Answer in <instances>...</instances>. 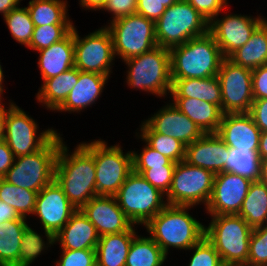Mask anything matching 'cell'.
Here are the masks:
<instances>
[{
    "instance_id": "6da1fadb",
    "label": "cell",
    "mask_w": 267,
    "mask_h": 266,
    "mask_svg": "<svg viewBox=\"0 0 267 266\" xmlns=\"http://www.w3.org/2000/svg\"><path fill=\"white\" fill-rule=\"evenodd\" d=\"M68 148L63 142L60 144L54 179L74 207L81 209L97 196L94 157L81 144L72 154Z\"/></svg>"
},
{
    "instance_id": "7a4b0ae2",
    "label": "cell",
    "mask_w": 267,
    "mask_h": 266,
    "mask_svg": "<svg viewBox=\"0 0 267 266\" xmlns=\"http://www.w3.org/2000/svg\"><path fill=\"white\" fill-rule=\"evenodd\" d=\"M191 207L167 204L144 226L166 256L170 247L189 250L204 237L205 226L187 212Z\"/></svg>"
},
{
    "instance_id": "3957f363",
    "label": "cell",
    "mask_w": 267,
    "mask_h": 266,
    "mask_svg": "<svg viewBox=\"0 0 267 266\" xmlns=\"http://www.w3.org/2000/svg\"><path fill=\"white\" fill-rule=\"evenodd\" d=\"M224 59L214 37L207 32L170 49L171 79L217 76Z\"/></svg>"
},
{
    "instance_id": "277c9868",
    "label": "cell",
    "mask_w": 267,
    "mask_h": 266,
    "mask_svg": "<svg viewBox=\"0 0 267 266\" xmlns=\"http://www.w3.org/2000/svg\"><path fill=\"white\" fill-rule=\"evenodd\" d=\"M206 239L215 247L225 266H247L253 228L238 214L210 215Z\"/></svg>"
},
{
    "instance_id": "5b68a950",
    "label": "cell",
    "mask_w": 267,
    "mask_h": 266,
    "mask_svg": "<svg viewBox=\"0 0 267 266\" xmlns=\"http://www.w3.org/2000/svg\"><path fill=\"white\" fill-rule=\"evenodd\" d=\"M62 142L60 133H57L42 149L16 157L3 179L17 187L40 192L55 178L56 159Z\"/></svg>"
},
{
    "instance_id": "8992f818",
    "label": "cell",
    "mask_w": 267,
    "mask_h": 266,
    "mask_svg": "<svg viewBox=\"0 0 267 266\" xmlns=\"http://www.w3.org/2000/svg\"><path fill=\"white\" fill-rule=\"evenodd\" d=\"M128 65V86L159 97L171 93L170 50L156 46L152 50L124 61ZM168 92V93H167Z\"/></svg>"
},
{
    "instance_id": "52a82bcc",
    "label": "cell",
    "mask_w": 267,
    "mask_h": 266,
    "mask_svg": "<svg viewBox=\"0 0 267 266\" xmlns=\"http://www.w3.org/2000/svg\"><path fill=\"white\" fill-rule=\"evenodd\" d=\"M208 25L209 22L190 3L179 0L155 22L157 44L170 50L189 39L205 35Z\"/></svg>"
},
{
    "instance_id": "ba28073f",
    "label": "cell",
    "mask_w": 267,
    "mask_h": 266,
    "mask_svg": "<svg viewBox=\"0 0 267 266\" xmlns=\"http://www.w3.org/2000/svg\"><path fill=\"white\" fill-rule=\"evenodd\" d=\"M80 144L94 157L97 195L115 196L133 171L132 152L123 154L119 144L109 147L101 139Z\"/></svg>"
},
{
    "instance_id": "9c48e42d",
    "label": "cell",
    "mask_w": 267,
    "mask_h": 266,
    "mask_svg": "<svg viewBox=\"0 0 267 266\" xmlns=\"http://www.w3.org/2000/svg\"><path fill=\"white\" fill-rule=\"evenodd\" d=\"M165 194L132 171L115 195L119 207L134 225H146L166 205Z\"/></svg>"
},
{
    "instance_id": "30bf717a",
    "label": "cell",
    "mask_w": 267,
    "mask_h": 266,
    "mask_svg": "<svg viewBox=\"0 0 267 266\" xmlns=\"http://www.w3.org/2000/svg\"><path fill=\"white\" fill-rule=\"evenodd\" d=\"M106 28L112 38L115 57L120 56L123 61L158 46L155 22L138 13L110 20Z\"/></svg>"
},
{
    "instance_id": "8fae6325",
    "label": "cell",
    "mask_w": 267,
    "mask_h": 266,
    "mask_svg": "<svg viewBox=\"0 0 267 266\" xmlns=\"http://www.w3.org/2000/svg\"><path fill=\"white\" fill-rule=\"evenodd\" d=\"M215 174L207 169L194 166L182 160L175 166L170 188L166 194L167 204L207 206L214 182Z\"/></svg>"
},
{
    "instance_id": "7c38bea8",
    "label": "cell",
    "mask_w": 267,
    "mask_h": 266,
    "mask_svg": "<svg viewBox=\"0 0 267 266\" xmlns=\"http://www.w3.org/2000/svg\"><path fill=\"white\" fill-rule=\"evenodd\" d=\"M38 125L23 109L10 102L5 121L4 141L14 157L29 155L42 149L56 134L54 129L39 133Z\"/></svg>"
},
{
    "instance_id": "4fadbf2b",
    "label": "cell",
    "mask_w": 267,
    "mask_h": 266,
    "mask_svg": "<svg viewBox=\"0 0 267 266\" xmlns=\"http://www.w3.org/2000/svg\"><path fill=\"white\" fill-rule=\"evenodd\" d=\"M74 67L80 71L110 76L115 59L110 32L106 27L81 38L74 26Z\"/></svg>"
},
{
    "instance_id": "5bb4252c",
    "label": "cell",
    "mask_w": 267,
    "mask_h": 266,
    "mask_svg": "<svg viewBox=\"0 0 267 266\" xmlns=\"http://www.w3.org/2000/svg\"><path fill=\"white\" fill-rule=\"evenodd\" d=\"M217 77L221 85L222 113H249L254 100L252 70L225 58Z\"/></svg>"
},
{
    "instance_id": "9a60e30c",
    "label": "cell",
    "mask_w": 267,
    "mask_h": 266,
    "mask_svg": "<svg viewBox=\"0 0 267 266\" xmlns=\"http://www.w3.org/2000/svg\"><path fill=\"white\" fill-rule=\"evenodd\" d=\"M76 210L54 179L38 192L33 215L39 217L48 241L55 240V235Z\"/></svg>"
},
{
    "instance_id": "2e32d148",
    "label": "cell",
    "mask_w": 267,
    "mask_h": 266,
    "mask_svg": "<svg viewBox=\"0 0 267 266\" xmlns=\"http://www.w3.org/2000/svg\"><path fill=\"white\" fill-rule=\"evenodd\" d=\"M217 18L209 22L208 32L214 37L225 58L245 45L254 30L266 19L241 14H227L223 19Z\"/></svg>"
},
{
    "instance_id": "e0dca14e",
    "label": "cell",
    "mask_w": 267,
    "mask_h": 266,
    "mask_svg": "<svg viewBox=\"0 0 267 266\" xmlns=\"http://www.w3.org/2000/svg\"><path fill=\"white\" fill-rule=\"evenodd\" d=\"M252 180L232 172L215 174L210 200L205 207L210 215L239 214Z\"/></svg>"
},
{
    "instance_id": "ac0fdd59",
    "label": "cell",
    "mask_w": 267,
    "mask_h": 266,
    "mask_svg": "<svg viewBox=\"0 0 267 266\" xmlns=\"http://www.w3.org/2000/svg\"><path fill=\"white\" fill-rule=\"evenodd\" d=\"M81 210L95 226L100 237L136 230L133 228L135 226L132 221L119 207L115 196L97 195L89 200Z\"/></svg>"
},
{
    "instance_id": "d6986e66",
    "label": "cell",
    "mask_w": 267,
    "mask_h": 266,
    "mask_svg": "<svg viewBox=\"0 0 267 266\" xmlns=\"http://www.w3.org/2000/svg\"><path fill=\"white\" fill-rule=\"evenodd\" d=\"M156 133L173 137L188 146L205 133L173 102L161 108L145 121Z\"/></svg>"
},
{
    "instance_id": "ffe728a7",
    "label": "cell",
    "mask_w": 267,
    "mask_h": 266,
    "mask_svg": "<svg viewBox=\"0 0 267 266\" xmlns=\"http://www.w3.org/2000/svg\"><path fill=\"white\" fill-rule=\"evenodd\" d=\"M216 134L229 148L258 151L261 130L249 113L223 114Z\"/></svg>"
},
{
    "instance_id": "44dd1931",
    "label": "cell",
    "mask_w": 267,
    "mask_h": 266,
    "mask_svg": "<svg viewBox=\"0 0 267 266\" xmlns=\"http://www.w3.org/2000/svg\"><path fill=\"white\" fill-rule=\"evenodd\" d=\"M228 157L229 147L216 133H206L186 146L185 161L214 174L224 172Z\"/></svg>"
},
{
    "instance_id": "7402d4cb",
    "label": "cell",
    "mask_w": 267,
    "mask_h": 266,
    "mask_svg": "<svg viewBox=\"0 0 267 266\" xmlns=\"http://www.w3.org/2000/svg\"><path fill=\"white\" fill-rule=\"evenodd\" d=\"M100 235L81 209H77L69 221L55 235L61 249H95Z\"/></svg>"
},
{
    "instance_id": "603a6c76",
    "label": "cell",
    "mask_w": 267,
    "mask_h": 266,
    "mask_svg": "<svg viewBox=\"0 0 267 266\" xmlns=\"http://www.w3.org/2000/svg\"><path fill=\"white\" fill-rule=\"evenodd\" d=\"M38 67L42 81L66 72L74 67V27L62 40L39 51Z\"/></svg>"
},
{
    "instance_id": "cb8c5ba5",
    "label": "cell",
    "mask_w": 267,
    "mask_h": 266,
    "mask_svg": "<svg viewBox=\"0 0 267 266\" xmlns=\"http://www.w3.org/2000/svg\"><path fill=\"white\" fill-rule=\"evenodd\" d=\"M109 76L79 70V78L65 101L55 110L64 112H80L97 101Z\"/></svg>"
},
{
    "instance_id": "d4e9b609",
    "label": "cell",
    "mask_w": 267,
    "mask_h": 266,
    "mask_svg": "<svg viewBox=\"0 0 267 266\" xmlns=\"http://www.w3.org/2000/svg\"><path fill=\"white\" fill-rule=\"evenodd\" d=\"M172 98H195L218 105L222 111L221 85L217 76L208 78L171 79Z\"/></svg>"
},
{
    "instance_id": "484cf974",
    "label": "cell",
    "mask_w": 267,
    "mask_h": 266,
    "mask_svg": "<svg viewBox=\"0 0 267 266\" xmlns=\"http://www.w3.org/2000/svg\"><path fill=\"white\" fill-rule=\"evenodd\" d=\"M173 104L205 134L217 133L223 113L218 105L193 98H172Z\"/></svg>"
},
{
    "instance_id": "4316f807",
    "label": "cell",
    "mask_w": 267,
    "mask_h": 266,
    "mask_svg": "<svg viewBox=\"0 0 267 266\" xmlns=\"http://www.w3.org/2000/svg\"><path fill=\"white\" fill-rule=\"evenodd\" d=\"M135 230L101 236L96 251V263L100 266H125Z\"/></svg>"
},
{
    "instance_id": "83f0119b",
    "label": "cell",
    "mask_w": 267,
    "mask_h": 266,
    "mask_svg": "<svg viewBox=\"0 0 267 266\" xmlns=\"http://www.w3.org/2000/svg\"><path fill=\"white\" fill-rule=\"evenodd\" d=\"M227 59L235 65L254 70L267 64V20L252 33L248 42Z\"/></svg>"
},
{
    "instance_id": "f1b7e54d",
    "label": "cell",
    "mask_w": 267,
    "mask_h": 266,
    "mask_svg": "<svg viewBox=\"0 0 267 266\" xmlns=\"http://www.w3.org/2000/svg\"><path fill=\"white\" fill-rule=\"evenodd\" d=\"M79 78V70L76 67L46 79L37 93V100L42 105L55 111L67 98L75 87Z\"/></svg>"
},
{
    "instance_id": "f546056e",
    "label": "cell",
    "mask_w": 267,
    "mask_h": 266,
    "mask_svg": "<svg viewBox=\"0 0 267 266\" xmlns=\"http://www.w3.org/2000/svg\"><path fill=\"white\" fill-rule=\"evenodd\" d=\"M27 218L20 217L12 221L0 223V265L18 266L21 236L26 226Z\"/></svg>"
},
{
    "instance_id": "4dcf8cb0",
    "label": "cell",
    "mask_w": 267,
    "mask_h": 266,
    "mask_svg": "<svg viewBox=\"0 0 267 266\" xmlns=\"http://www.w3.org/2000/svg\"><path fill=\"white\" fill-rule=\"evenodd\" d=\"M252 228L267 225V185L252 181L239 214Z\"/></svg>"
},
{
    "instance_id": "1f68e13d",
    "label": "cell",
    "mask_w": 267,
    "mask_h": 266,
    "mask_svg": "<svg viewBox=\"0 0 267 266\" xmlns=\"http://www.w3.org/2000/svg\"><path fill=\"white\" fill-rule=\"evenodd\" d=\"M27 9L35 26L73 24L64 0H30Z\"/></svg>"
},
{
    "instance_id": "d6a6232c",
    "label": "cell",
    "mask_w": 267,
    "mask_h": 266,
    "mask_svg": "<svg viewBox=\"0 0 267 266\" xmlns=\"http://www.w3.org/2000/svg\"><path fill=\"white\" fill-rule=\"evenodd\" d=\"M167 256L149 236L136 235L130 245L125 266H162Z\"/></svg>"
},
{
    "instance_id": "836d02e7",
    "label": "cell",
    "mask_w": 267,
    "mask_h": 266,
    "mask_svg": "<svg viewBox=\"0 0 267 266\" xmlns=\"http://www.w3.org/2000/svg\"><path fill=\"white\" fill-rule=\"evenodd\" d=\"M141 139L160 154L178 163L185 160L186 146L179 140L156 133L145 121L140 126Z\"/></svg>"
},
{
    "instance_id": "e575fe53",
    "label": "cell",
    "mask_w": 267,
    "mask_h": 266,
    "mask_svg": "<svg viewBox=\"0 0 267 266\" xmlns=\"http://www.w3.org/2000/svg\"><path fill=\"white\" fill-rule=\"evenodd\" d=\"M37 195L38 192L17 187L0 178V201L10 205L22 217L33 215Z\"/></svg>"
},
{
    "instance_id": "d590c367",
    "label": "cell",
    "mask_w": 267,
    "mask_h": 266,
    "mask_svg": "<svg viewBox=\"0 0 267 266\" xmlns=\"http://www.w3.org/2000/svg\"><path fill=\"white\" fill-rule=\"evenodd\" d=\"M260 163L261 159L257 151L229 148V157L224 172H232L252 181H258Z\"/></svg>"
},
{
    "instance_id": "8d00e7d4",
    "label": "cell",
    "mask_w": 267,
    "mask_h": 266,
    "mask_svg": "<svg viewBox=\"0 0 267 266\" xmlns=\"http://www.w3.org/2000/svg\"><path fill=\"white\" fill-rule=\"evenodd\" d=\"M3 18L14 40L27 47L31 42L35 28L27 7L20 8L18 6Z\"/></svg>"
},
{
    "instance_id": "74e56055",
    "label": "cell",
    "mask_w": 267,
    "mask_h": 266,
    "mask_svg": "<svg viewBox=\"0 0 267 266\" xmlns=\"http://www.w3.org/2000/svg\"><path fill=\"white\" fill-rule=\"evenodd\" d=\"M73 24H51L44 26H35L32 39L27 48L39 51L50 47L64 39L73 29Z\"/></svg>"
},
{
    "instance_id": "f35d334b",
    "label": "cell",
    "mask_w": 267,
    "mask_h": 266,
    "mask_svg": "<svg viewBox=\"0 0 267 266\" xmlns=\"http://www.w3.org/2000/svg\"><path fill=\"white\" fill-rule=\"evenodd\" d=\"M42 238L35 230L28 225L26 226L21 236L18 266H30L41 255L42 251L48 249L49 245L56 243L55 240H48L46 246Z\"/></svg>"
},
{
    "instance_id": "ab89813d",
    "label": "cell",
    "mask_w": 267,
    "mask_h": 266,
    "mask_svg": "<svg viewBox=\"0 0 267 266\" xmlns=\"http://www.w3.org/2000/svg\"><path fill=\"white\" fill-rule=\"evenodd\" d=\"M247 266H267V225L252 230Z\"/></svg>"
},
{
    "instance_id": "60d3db41",
    "label": "cell",
    "mask_w": 267,
    "mask_h": 266,
    "mask_svg": "<svg viewBox=\"0 0 267 266\" xmlns=\"http://www.w3.org/2000/svg\"><path fill=\"white\" fill-rule=\"evenodd\" d=\"M194 253L189 262V266H225L215 247L204 236L197 244L189 250Z\"/></svg>"
},
{
    "instance_id": "b9f144b4",
    "label": "cell",
    "mask_w": 267,
    "mask_h": 266,
    "mask_svg": "<svg viewBox=\"0 0 267 266\" xmlns=\"http://www.w3.org/2000/svg\"><path fill=\"white\" fill-rule=\"evenodd\" d=\"M175 166H157L150 169H133V171L140 174L152 186L166 195L171 185Z\"/></svg>"
},
{
    "instance_id": "7bdbcfd3",
    "label": "cell",
    "mask_w": 267,
    "mask_h": 266,
    "mask_svg": "<svg viewBox=\"0 0 267 266\" xmlns=\"http://www.w3.org/2000/svg\"><path fill=\"white\" fill-rule=\"evenodd\" d=\"M133 169H150L157 166L176 165L168 157L151 148L147 143L141 153L132 151Z\"/></svg>"
},
{
    "instance_id": "ee69618b",
    "label": "cell",
    "mask_w": 267,
    "mask_h": 266,
    "mask_svg": "<svg viewBox=\"0 0 267 266\" xmlns=\"http://www.w3.org/2000/svg\"><path fill=\"white\" fill-rule=\"evenodd\" d=\"M61 250L62 255L56 266H93L96 263L95 249Z\"/></svg>"
},
{
    "instance_id": "f6af8a7d",
    "label": "cell",
    "mask_w": 267,
    "mask_h": 266,
    "mask_svg": "<svg viewBox=\"0 0 267 266\" xmlns=\"http://www.w3.org/2000/svg\"><path fill=\"white\" fill-rule=\"evenodd\" d=\"M190 3L207 21L210 22L214 17L219 16L223 9H226L227 0H186Z\"/></svg>"
},
{
    "instance_id": "bcb514c9",
    "label": "cell",
    "mask_w": 267,
    "mask_h": 266,
    "mask_svg": "<svg viewBox=\"0 0 267 266\" xmlns=\"http://www.w3.org/2000/svg\"><path fill=\"white\" fill-rule=\"evenodd\" d=\"M137 0H107L102 10L113 15L112 20L136 13Z\"/></svg>"
},
{
    "instance_id": "7dc6e473",
    "label": "cell",
    "mask_w": 267,
    "mask_h": 266,
    "mask_svg": "<svg viewBox=\"0 0 267 266\" xmlns=\"http://www.w3.org/2000/svg\"><path fill=\"white\" fill-rule=\"evenodd\" d=\"M252 92L253 98H267V64L252 70Z\"/></svg>"
},
{
    "instance_id": "c3c4849f",
    "label": "cell",
    "mask_w": 267,
    "mask_h": 266,
    "mask_svg": "<svg viewBox=\"0 0 267 266\" xmlns=\"http://www.w3.org/2000/svg\"><path fill=\"white\" fill-rule=\"evenodd\" d=\"M167 8L159 0H137L136 13L156 22Z\"/></svg>"
},
{
    "instance_id": "681fc988",
    "label": "cell",
    "mask_w": 267,
    "mask_h": 266,
    "mask_svg": "<svg viewBox=\"0 0 267 266\" xmlns=\"http://www.w3.org/2000/svg\"><path fill=\"white\" fill-rule=\"evenodd\" d=\"M249 114L261 132H267V98L253 100Z\"/></svg>"
},
{
    "instance_id": "f907efd6",
    "label": "cell",
    "mask_w": 267,
    "mask_h": 266,
    "mask_svg": "<svg viewBox=\"0 0 267 266\" xmlns=\"http://www.w3.org/2000/svg\"><path fill=\"white\" fill-rule=\"evenodd\" d=\"M14 155L6 142H0V178H3L14 162Z\"/></svg>"
},
{
    "instance_id": "816d5d0a",
    "label": "cell",
    "mask_w": 267,
    "mask_h": 266,
    "mask_svg": "<svg viewBox=\"0 0 267 266\" xmlns=\"http://www.w3.org/2000/svg\"><path fill=\"white\" fill-rule=\"evenodd\" d=\"M20 217L21 216L16 212L14 208L3 201H0V223H4L5 221H12Z\"/></svg>"
},
{
    "instance_id": "f5cc1de1",
    "label": "cell",
    "mask_w": 267,
    "mask_h": 266,
    "mask_svg": "<svg viewBox=\"0 0 267 266\" xmlns=\"http://www.w3.org/2000/svg\"><path fill=\"white\" fill-rule=\"evenodd\" d=\"M107 0H80V5L85 9L102 10Z\"/></svg>"
},
{
    "instance_id": "db71d44e",
    "label": "cell",
    "mask_w": 267,
    "mask_h": 266,
    "mask_svg": "<svg viewBox=\"0 0 267 266\" xmlns=\"http://www.w3.org/2000/svg\"><path fill=\"white\" fill-rule=\"evenodd\" d=\"M20 1L22 0H0V13L7 15L12 9L18 7Z\"/></svg>"
},
{
    "instance_id": "11a10c76",
    "label": "cell",
    "mask_w": 267,
    "mask_h": 266,
    "mask_svg": "<svg viewBox=\"0 0 267 266\" xmlns=\"http://www.w3.org/2000/svg\"><path fill=\"white\" fill-rule=\"evenodd\" d=\"M257 152L260 159L267 158V132H261Z\"/></svg>"
},
{
    "instance_id": "9f6ffc18",
    "label": "cell",
    "mask_w": 267,
    "mask_h": 266,
    "mask_svg": "<svg viewBox=\"0 0 267 266\" xmlns=\"http://www.w3.org/2000/svg\"><path fill=\"white\" fill-rule=\"evenodd\" d=\"M6 115L7 110L5 109L4 104L0 101V142L4 140Z\"/></svg>"
},
{
    "instance_id": "6f0895ef",
    "label": "cell",
    "mask_w": 267,
    "mask_h": 266,
    "mask_svg": "<svg viewBox=\"0 0 267 266\" xmlns=\"http://www.w3.org/2000/svg\"><path fill=\"white\" fill-rule=\"evenodd\" d=\"M259 181L267 185V158L261 159Z\"/></svg>"
},
{
    "instance_id": "680465c9",
    "label": "cell",
    "mask_w": 267,
    "mask_h": 266,
    "mask_svg": "<svg viewBox=\"0 0 267 266\" xmlns=\"http://www.w3.org/2000/svg\"><path fill=\"white\" fill-rule=\"evenodd\" d=\"M3 70H2V66L0 64V101H2V97L1 95L3 94L4 90H3V79H4V76H3Z\"/></svg>"
},
{
    "instance_id": "91938a15",
    "label": "cell",
    "mask_w": 267,
    "mask_h": 266,
    "mask_svg": "<svg viewBox=\"0 0 267 266\" xmlns=\"http://www.w3.org/2000/svg\"><path fill=\"white\" fill-rule=\"evenodd\" d=\"M162 5H164L166 8L170 7L174 3L178 2L179 0H159Z\"/></svg>"
}]
</instances>
